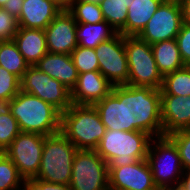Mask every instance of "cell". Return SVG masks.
<instances>
[{
  "instance_id": "cell-1",
  "label": "cell",
  "mask_w": 190,
  "mask_h": 190,
  "mask_svg": "<svg viewBox=\"0 0 190 190\" xmlns=\"http://www.w3.org/2000/svg\"><path fill=\"white\" fill-rule=\"evenodd\" d=\"M112 90L124 102L125 131L145 132L152 138L163 136L159 89L126 84Z\"/></svg>"
},
{
  "instance_id": "cell-2",
  "label": "cell",
  "mask_w": 190,
  "mask_h": 190,
  "mask_svg": "<svg viewBox=\"0 0 190 190\" xmlns=\"http://www.w3.org/2000/svg\"><path fill=\"white\" fill-rule=\"evenodd\" d=\"M8 109L17 120L21 132L44 136L60 132L61 112L39 97L20 90L8 102Z\"/></svg>"
},
{
  "instance_id": "cell-3",
  "label": "cell",
  "mask_w": 190,
  "mask_h": 190,
  "mask_svg": "<svg viewBox=\"0 0 190 190\" xmlns=\"http://www.w3.org/2000/svg\"><path fill=\"white\" fill-rule=\"evenodd\" d=\"M152 137L141 131L106 130L95 151L115 168L147 159Z\"/></svg>"
},
{
  "instance_id": "cell-4",
  "label": "cell",
  "mask_w": 190,
  "mask_h": 190,
  "mask_svg": "<svg viewBox=\"0 0 190 190\" xmlns=\"http://www.w3.org/2000/svg\"><path fill=\"white\" fill-rule=\"evenodd\" d=\"M60 131L77 149L95 150L106 128L94 105L72 104L61 113Z\"/></svg>"
},
{
  "instance_id": "cell-5",
  "label": "cell",
  "mask_w": 190,
  "mask_h": 190,
  "mask_svg": "<svg viewBox=\"0 0 190 190\" xmlns=\"http://www.w3.org/2000/svg\"><path fill=\"white\" fill-rule=\"evenodd\" d=\"M77 150L61 131L46 136L38 174L33 179L69 185L72 177L74 155Z\"/></svg>"
},
{
  "instance_id": "cell-6",
  "label": "cell",
  "mask_w": 190,
  "mask_h": 190,
  "mask_svg": "<svg viewBox=\"0 0 190 190\" xmlns=\"http://www.w3.org/2000/svg\"><path fill=\"white\" fill-rule=\"evenodd\" d=\"M147 161L152 171L155 186L167 190L180 183L184 168L178 148L168 136L151 139Z\"/></svg>"
},
{
  "instance_id": "cell-7",
  "label": "cell",
  "mask_w": 190,
  "mask_h": 190,
  "mask_svg": "<svg viewBox=\"0 0 190 190\" xmlns=\"http://www.w3.org/2000/svg\"><path fill=\"white\" fill-rule=\"evenodd\" d=\"M131 86L161 89L163 76L160 73L152 53V47L138 36H124Z\"/></svg>"
},
{
  "instance_id": "cell-8",
  "label": "cell",
  "mask_w": 190,
  "mask_h": 190,
  "mask_svg": "<svg viewBox=\"0 0 190 190\" xmlns=\"http://www.w3.org/2000/svg\"><path fill=\"white\" fill-rule=\"evenodd\" d=\"M69 186L71 190H109L107 163L95 150L78 149Z\"/></svg>"
},
{
  "instance_id": "cell-9",
  "label": "cell",
  "mask_w": 190,
  "mask_h": 190,
  "mask_svg": "<svg viewBox=\"0 0 190 190\" xmlns=\"http://www.w3.org/2000/svg\"><path fill=\"white\" fill-rule=\"evenodd\" d=\"M21 90L25 93L39 97L51 104L61 113L71 105V90L59 81L30 65L21 78Z\"/></svg>"
},
{
  "instance_id": "cell-10",
  "label": "cell",
  "mask_w": 190,
  "mask_h": 190,
  "mask_svg": "<svg viewBox=\"0 0 190 190\" xmlns=\"http://www.w3.org/2000/svg\"><path fill=\"white\" fill-rule=\"evenodd\" d=\"M45 137L38 133L20 132L3 151L25 181L35 178L38 174Z\"/></svg>"
},
{
  "instance_id": "cell-11",
  "label": "cell",
  "mask_w": 190,
  "mask_h": 190,
  "mask_svg": "<svg viewBox=\"0 0 190 190\" xmlns=\"http://www.w3.org/2000/svg\"><path fill=\"white\" fill-rule=\"evenodd\" d=\"M178 0H163L138 37L148 44L176 38L182 25Z\"/></svg>"
},
{
  "instance_id": "cell-12",
  "label": "cell",
  "mask_w": 190,
  "mask_h": 190,
  "mask_svg": "<svg viewBox=\"0 0 190 190\" xmlns=\"http://www.w3.org/2000/svg\"><path fill=\"white\" fill-rule=\"evenodd\" d=\"M99 61V72L113 85L128 84V61L124 47V36L117 33L110 40L95 48Z\"/></svg>"
},
{
  "instance_id": "cell-13",
  "label": "cell",
  "mask_w": 190,
  "mask_h": 190,
  "mask_svg": "<svg viewBox=\"0 0 190 190\" xmlns=\"http://www.w3.org/2000/svg\"><path fill=\"white\" fill-rule=\"evenodd\" d=\"M109 190H146L155 187L147 159L115 168H108Z\"/></svg>"
},
{
  "instance_id": "cell-14",
  "label": "cell",
  "mask_w": 190,
  "mask_h": 190,
  "mask_svg": "<svg viewBox=\"0 0 190 190\" xmlns=\"http://www.w3.org/2000/svg\"><path fill=\"white\" fill-rule=\"evenodd\" d=\"M76 28L77 22L72 14L62 8L44 29L48 52L71 55L78 46Z\"/></svg>"
},
{
  "instance_id": "cell-15",
  "label": "cell",
  "mask_w": 190,
  "mask_h": 190,
  "mask_svg": "<svg viewBox=\"0 0 190 190\" xmlns=\"http://www.w3.org/2000/svg\"><path fill=\"white\" fill-rule=\"evenodd\" d=\"M113 85L99 72L78 74L77 82L71 90L72 104L94 105L112 91Z\"/></svg>"
},
{
  "instance_id": "cell-16",
  "label": "cell",
  "mask_w": 190,
  "mask_h": 190,
  "mask_svg": "<svg viewBox=\"0 0 190 190\" xmlns=\"http://www.w3.org/2000/svg\"><path fill=\"white\" fill-rule=\"evenodd\" d=\"M163 136L190 128V96L161 95Z\"/></svg>"
},
{
  "instance_id": "cell-17",
  "label": "cell",
  "mask_w": 190,
  "mask_h": 190,
  "mask_svg": "<svg viewBox=\"0 0 190 190\" xmlns=\"http://www.w3.org/2000/svg\"><path fill=\"white\" fill-rule=\"evenodd\" d=\"M61 10L54 0H24L17 18L19 27L44 30Z\"/></svg>"
},
{
  "instance_id": "cell-18",
  "label": "cell",
  "mask_w": 190,
  "mask_h": 190,
  "mask_svg": "<svg viewBox=\"0 0 190 190\" xmlns=\"http://www.w3.org/2000/svg\"><path fill=\"white\" fill-rule=\"evenodd\" d=\"M34 66L69 90H72L77 82L78 72L69 54L47 52Z\"/></svg>"
},
{
  "instance_id": "cell-19",
  "label": "cell",
  "mask_w": 190,
  "mask_h": 190,
  "mask_svg": "<svg viewBox=\"0 0 190 190\" xmlns=\"http://www.w3.org/2000/svg\"><path fill=\"white\" fill-rule=\"evenodd\" d=\"M13 41L29 65H35L48 52L43 29L19 27Z\"/></svg>"
},
{
  "instance_id": "cell-20",
  "label": "cell",
  "mask_w": 190,
  "mask_h": 190,
  "mask_svg": "<svg viewBox=\"0 0 190 190\" xmlns=\"http://www.w3.org/2000/svg\"><path fill=\"white\" fill-rule=\"evenodd\" d=\"M163 0H131L125 26L118 32L123 36H138Z\"/></svg>"
},
{
  "instance_id": "cell-21",
  "label": "cell",
  "mask_w": 190,
  "mask_h": 190,
  "mask_svg": "<svg viewBox=\"0 0 190 190\" xmlns=\"http://www.w3.org/2000/svg\"><path fill=\"white\" fill-rule=\"evenodd\" d=\"M106 130L125 131L123 100L112 90L101 101L94 104Z\"/></svg>"
},
{
  "instance_id": "cell-22",
  "label": "cell",
  "mask_w": 190,
  "mask_h": 190,
  "mask_svg": "<svg viewBox=\"0 0 190 190\" xmlns=\"http://www.w3.org/2000/svg\"><path fill=\"white\" fill-rule=\"evenodd\" d=\"M151 47L156 65L163 77L186 66L180 56L176 38L154 43Z\"/></svg>"
},
{
  "instance_id": "cell-23",
  "label": "cell",
  "mask_w": 190,
  "mask_h": 190,
  "mask_svg": "<svg viewBox=\"0 0 190 190\" xmlns=\"http://www.w3.org/2000/svg\"><path fill=\"white\" fill-rule=\"evenodd\" d=\"M117 33L105 20L96 24L77 23L76 39L78 46L95 49L101 42L110 40Z\"/></svg>"
},
{
  "instance_id": "cell-24",
  "label": "cell",
  "mask_w": 190,
  "mask_h": 190,
  "mask_svg": "<svg viewBox=\"0 0 190 190\" xmlns=\"http://www.w3.org/2000/svg\"><path fill=\"white\" fill-rule=\"evenodd\" d=\"M0 66L20 79L30 66L13 41H0Z\"/></svg>"
},
{
  "instance_id": "cell-25",
  "label": "cell",
  "mask_w": 190,
  "mask_h": 190,
  "mask_svg": "<svg viewBox=\"0 0 190 190\" xmlns=\"http://www.w3.org/2000/svg\"><path fill=\"white\" fill-rule=\"evenodd\" d=\"M161 95L190 96V66L176 70L163 77Z\"/></svg>"
},
{
  "instance_id": "cell-26",
  "label": "cell",
  "mask_w": 190,
  "mask_h": 190,
  "mask_svg": "<svg viewBox=\"0 0 190 190\" xmlns=\"http://www.w3.org/2000/svg\"><path fill=\"white\" fill-rule=\"evenodd\" d=\"M131 0H103L100 3L104 20L119 32L126 23Z\"/></svg>"
},
{
  "instance_id": "cell-27",
  "label": "cell",
  "mask_w": 190,
  "mask_h": 190,
  "mask_svg": "<svg viewBox=\"0 0 190 190\" xmlns=\"http://www.w3.org/2000/svg\"><path fill=\"white\" fill-rule=\"evenodd\" d=\"M0 190H26L25 179L4 152H0Z\"/></svg>"
},
{
  "instance_id": "cell-28",
  "label": "cell",
  "mask_w": 190,
  "mask_h": 190,
  "mask_svg": "<svg viewBox=\"0 0 190 190\" xmlns=\"http://www.w3.org/2000/svg\"><path fill=\"white\" fill-rule=\"evenodd\" d=\"M66 9L72 14L77 23L96 24L104 21L100 4L70 0Z\"/></svg>"
},
{
  "instance_id": "cell-29",
  "label": "cell",
  "mask_w": 190,
  "mask_h": 190,
  "mask_svg": "<svg viewBox=\"0 0 190 190\" xmlns=\"http://www.w3.org/2000/svg\"><path fill=\"white\" fill-rule=\"evenodd\" d=\"M71 57L78 74L99 71V61L94 48L77 46V48L71 53Z\"/></svg>"
},
{
  "instance_id": "cell-30",
  "label": "cell",
  "mask_w": 190,
  "mask_h": 190,
  "mask_svg": "<svg viewBox=\"0 0 190 190\" xmlns=\"http://www.w3.org/2000/svg\"><path fill=\"white\" fill-rule=\"evenodd\" d=\"M17 120L8 109L0 114V152L6 150L20 133Z\"/></svg>"
},
{
  "instance_id": "cell-31",
  "label": "cell",
  "mask_w": 190,
  "mask_h": 190,
  "mask_svg": "<svg viewBox=\"0 0 190 190\" xmlns=\"http://www.w3.org/2000/svg\"><path fill=\"white\" fill-rule=\"evenodd\" d=\"M21 90V79L0 66V99L9 102Z\"/></svg>"
},
{
  "instance_id": "cell-32",
  "label": "cell",
  "mask_w": 190,
  "mask_h": 190,
  "mask_svg": "<svg viewBox=\"0 0 190 190\" xmlns=\"http://www.w3.org/2000/svg\"><path fill=\"white\" fill-rule=\"evenodd\" d=\"M178 148L184 170L190 168V128L179 130L168 135Z\"/></svg>"
},
{
  "instance_id": "cell-33",
  "label": "cell",
  "mask_w": 190,
  "mask_h": 190,
  "mask_svg": "<svg viewBox=\"0 0 190 190\" xmlns=\"http://www.w3.org/2000/svg\"><path fill=\"white\" fill-rule=\"evenodd\" d=\"M18 29L19 24L17 18L0 8V41L13 40Z\"/></svg>"
},
{
  "instance_id": "cell-34",
  "label": "cell",
  "mask_w": 190,
  "mask_h": 190,
  "mask_svg": "<svg viewBox=\"0 0 190 190\" xmlns=\"http://www.w3.org/2000/svg\"><path fill=\"white\" fill-rule=\"evenodd\" d=\"M176 41L182 61L185 65L190 66V25L182 23Z\"/></svg>"
},
{
  "instance_id": "cell-35",
  "label": "cell",
  "mask_w": 190,
  "mask_h": 190,
  "mask_svg": "<svg viewBox=\"0 0 190 190\" xmlns=\"http://www.w3.org/2000/svg\"><path fill=\"white\" fill-rule=\"evenodd\" d=\"M26 190H71L69 185L50 183L41 179L26 181Z\"/></svg>"
},
{
  "instance_id": "cell-36",
  "label": "cell",
  "mask_w": 190,
  "mask_h": 190,
  "mask_svg": "<svg viewBox=\"0 0 190 190\" xmlns=\"http://www.w3.org/2000/svg\"><path fill=\"white\" fill-rule=\"evenodd\" d=\"M23 2L24 0H9L3 5L2 9L18 18L21 13Z\"/></svg>"
},
{
  "instance_id": "cell-37",
  "label": "cell",
  "mask_w": 190,
  "mask_h": 190,
  "mask_svg": "<svg viewBox=\"0 0 190 190\" xmlns=\"http://www.w3.org/2000/svg\"><path fill=\"white\" fill-rule=\"evenodd\" d=\"M182 11L183 23L190 25V0H178Z\"/></svg>"
},
{
  "instance_id": "cell-38",
  "label": "cell",
  "mask_w": 190,
  "mask_h": 190,
  "mask_svg": "<svg viewBox=\"0 0 190 190\" xmlns=\"http://www.w3.org/2000/svg\"><path fill=\"white\" fill-rule=\"evenodd\" d=\"M180 184L187 190H190V168L184 170Z\"/></svg>"
},
{
  "instance_id": "cell-39",
  "label": "cell",
  "mask_w": 190,
  "mask_h": 190,
  "mask_svg": "<svg viewBox=\"0 0 190 190\" xmlns=\"http://www.w3.org/2000/svg\"><path fill=\"white\" fill-rule=\"evenodd\" d=\"M8 110V102L0 99V114Z\"/></svg>"
},
{
  "instance_id": "cell-40",
  "label": "cell",
  "mask_w": 190,
  "mask_h": 190,
  "mask_svg": "<svg viewBox=\"0 0 190 190\" xmlns=\"http://www.w3.org/2000/svg\"><path fill=\"white\" fill-rule=\"evenodd\" d=\"M54 1L58 3L62 8H67L70 2V0H54Z\"/></svg>"
},
{
  "instance_id": "cell-41",
  "label": "cell",
  "mask_w": 190,
  "mask_h": 190,
  "mask_svg": "<svg viewBox=\"0 0 190 190\" xmlns=\"http://www.w3.org/2000/svg\"><path fill=\"white\" fill-rule=\"evenodd\" d=\"M167 190H187L186 188H184L180 183L173 186V187H170L168 188Z\"/></svg>"
},
{
  "instance_id": "cell-42",
  "label": "cell",
  "mask_w": 190,
  "mask_h": 190,
  "mask_svg": "<svg viewBox=\"0 0 190 190\" xmlns=\"http://www.w3.org/2000/svg\"><path fill=\"white\" fill-rule=\"evenodd\" d=\"M81 1H86V2H91V3L100 4L101 1H103V0H81Z\"/></svg>"
},
{
  "instance_id": "cell-43",
  "label": "cell",
  "mask_w": 190,
  "mask_h": 190,
  "mask_svg": "<svg viewBox=\"0 0 190 190\" xmlns=\"http://www.w3.org/2000/svg\"><path fill=\"white\" fill-rule=\"evenodd\" d=\"M146 190H166V189L158 187V186H155L154 188L146 189Z\"/></svg>"
},
{
  "instance_id": "cell-44",
  "label": "cell",
  "mask_w": 190,
  "mask_h": 190,
  "mask_svg": "<svg viewBox=\"0 0 190 190\" xmlns=\"http://www.w3.org/2000/svg\"><path fill=\"white\" fill-rule=\"evenodd\" d=\"M7 1H9V0H0V8H2L3 5H4Z\"/></svg>"
}]
</instances>
